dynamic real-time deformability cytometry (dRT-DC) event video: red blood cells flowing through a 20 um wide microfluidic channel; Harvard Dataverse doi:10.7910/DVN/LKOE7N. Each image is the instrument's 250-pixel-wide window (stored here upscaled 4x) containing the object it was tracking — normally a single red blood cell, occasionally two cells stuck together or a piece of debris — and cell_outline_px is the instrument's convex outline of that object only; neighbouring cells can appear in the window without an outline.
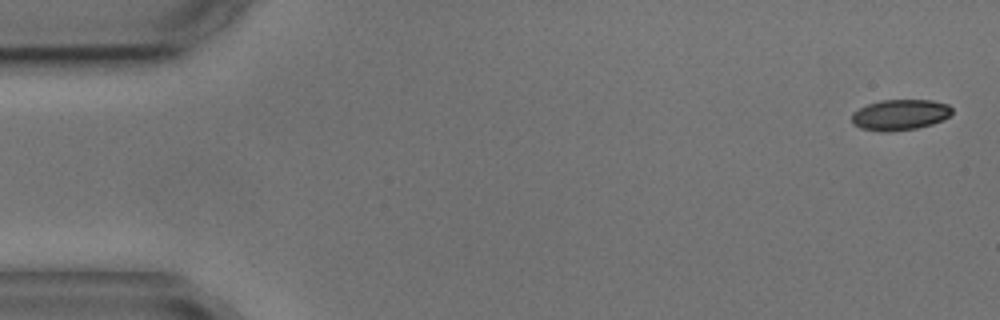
{"species": "common noctule bat (a hibernating species)", "species_latin": "Nyctalus noctula", "temperature_condition": "cold", "stored_images_in_passage": 5, "camera_frame_rate_fps": 3000, "um_per_image_px": 0.085, "animal": {"sex": "male", "body_mass_g": 17.9, "forearm_length_mm": 54.2}, "frame": {"image": 1, "passage_image": 1, "time_ms": 0.0, "image_size_px": [1000, 320], "cell_outline_px": [[952, 112], [948, 116], [932, 124], [916, 128], [888, 132], [880, 132], [860, 128], [852, 124], [852, 112], [868, 104], [880, 100], [932, 100], [948, 104], [952, 108]], "centroid_in_image_um": [76.47, 9.76], "position_along_channel_um": 8.5, "area_um2": 17.98}}
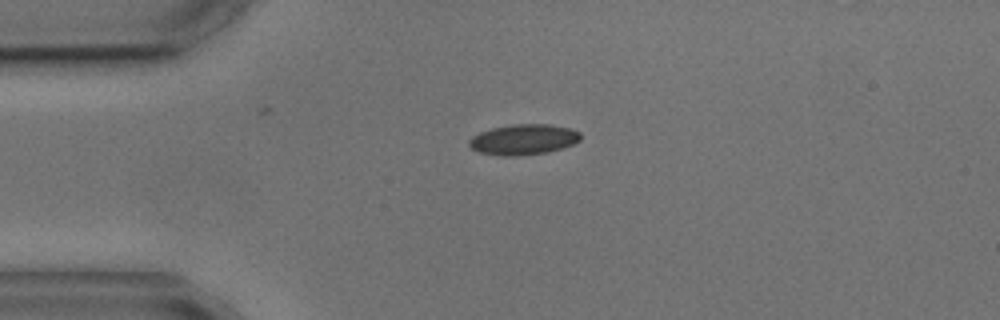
{"frame": {"image": 2, "passage_image": 4, "time_ms": 3.667, "image_size_px": [1000, 320], "cell_outline_px": [[580, 140], [572, 144], [548, 152], [516, 156], [500, 156], [480, 152], [472, 148], [468, 144], [468, 140], [472, 136], [480, 132], [492, 128], [516, 124], [548, 124], [572, 128], [580, 132]], "centroid_in_image_um": [44.49, 11.85], "position_along_channel_um": 40.5, "area_um2": 19.77}}